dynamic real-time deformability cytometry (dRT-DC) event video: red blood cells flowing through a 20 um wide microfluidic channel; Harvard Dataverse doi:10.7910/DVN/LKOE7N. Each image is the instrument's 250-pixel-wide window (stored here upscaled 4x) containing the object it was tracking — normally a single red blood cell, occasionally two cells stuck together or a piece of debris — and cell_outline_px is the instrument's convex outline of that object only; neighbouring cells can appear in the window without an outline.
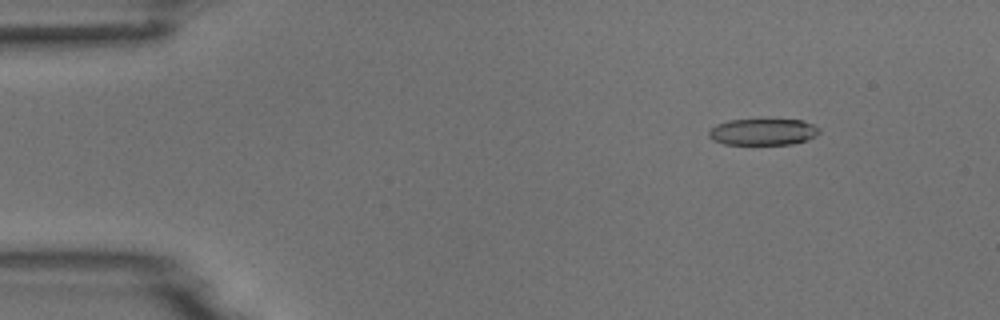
{"species": "common noctule bat (a hibernating species)", "species_latin": "Nyctalus noctula", "temperature_condition": "room temperature", "stored_images_in_passage": 7, "camera_frame_rate_fps": 3000, "um_per_image_px": 0.085, "animal": {"sex": "male", "body_mass_g": 18.8}, "frame": {"image": 1, "passage_image": 2, "time_ms": 2.0, "image_size_px": [1000, 320], "cell_outline_px": [[820, 132], [816, 136], [808, 140], [792, 144], [724, 144], [712, 140], [708, 136], [708, 132], [716, 124], [728, 120], [804, 120], [820, 128]], "centroid_in_image_um": [64.86, 11.21], "position_along_channel_um": 20.1, "area_um2": 17.11}}
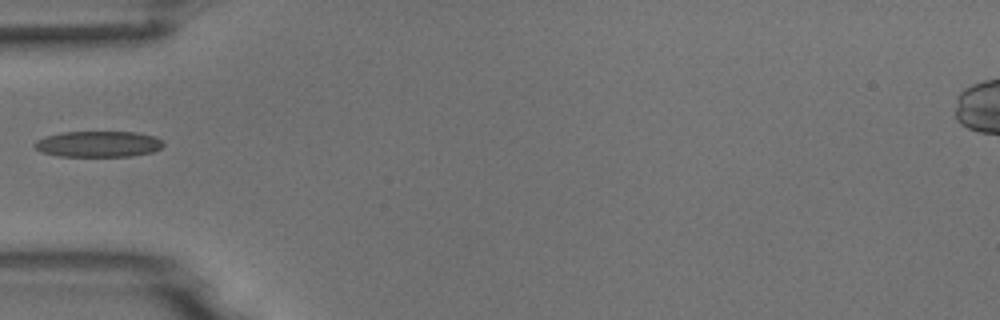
{"frame": {"image": 2, "passage_image": 5, "time_ms": 5.667, "image_size_px": [1000, 320], "cell_outline_px": [[164, 144], [160, 148], [152, 152], [132, 156], [56, 156], [40, 152], [32, 144], [36, 140], [44, 136], [60, 132], [136, 132], [156, 136]], "centroid_in_image_um": [8.31, 12.24], "position_along_channel_um": 76.7, "area_um2": 19.65}}